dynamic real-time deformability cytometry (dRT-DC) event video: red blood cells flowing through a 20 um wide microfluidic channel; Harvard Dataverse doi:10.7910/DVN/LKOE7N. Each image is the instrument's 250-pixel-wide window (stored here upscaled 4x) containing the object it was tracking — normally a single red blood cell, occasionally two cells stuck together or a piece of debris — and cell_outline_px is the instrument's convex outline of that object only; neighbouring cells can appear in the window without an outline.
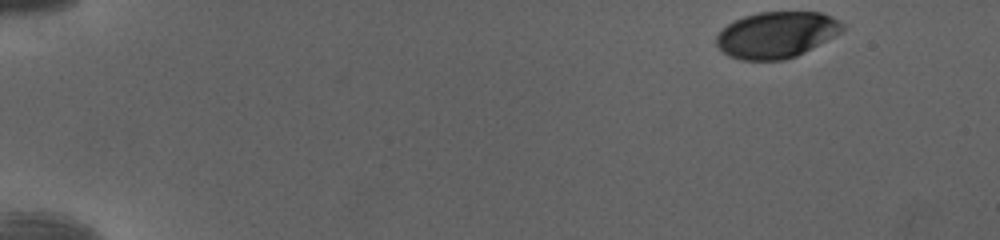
{"species": "human", "species_latin": "Homo sapiens", "temperature_condition": "cold", "stored_images_in_passage": 48, "camera_frame_rate_fps": 3000, "um_per_image_px": 0.085, "donor": {"sex": "female"}, "frame": {"image": 1, "passage_image": 1, "time_ms": 0.0, "image_size_px": [1000, 240], "cell_outline_px": [[844, 28], [840, 32], [804, 52], [796, 56], [784, 60], [740, 60], [728, 56], [716, 44], [716, 36], [728, 24], [744, 16], [760, 12], [820, 12], [832, 16], [844, 24]], "centroid_in_image_um": [65.99, 2.96], "position_along_channel_um": 19.0, "area_um2": 33.7}}
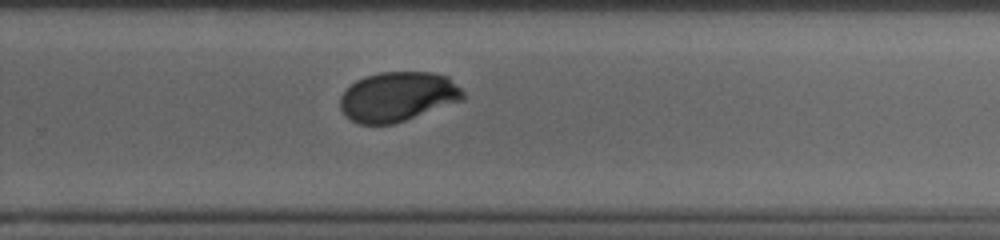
{"frame": {"image": 2, "passage_image": 32, "time_ms": 10.333, "image_size_px": [1000, 240], "cell_outline_px": [[464, 100], [392, 124], [360, 124], [344, 116], [340, 108], [340, 96], [356, 80], [364, 76], [380, 72], [432, 72], [448, 76], [464, 92]], "centroid_in_image_um": [33.8, 8.21], "position_along_channel_um": 296.0, "area_um2": 35.49}}
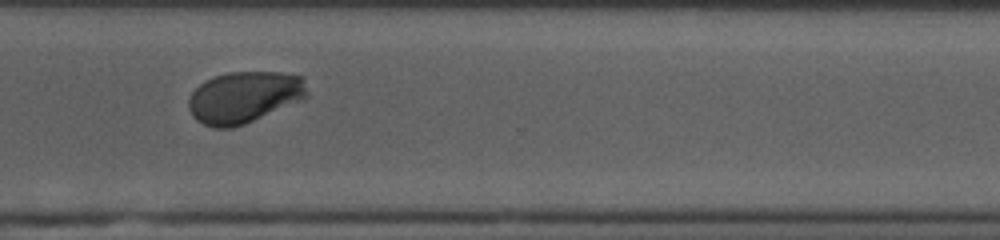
{"frame": {"image": 3, "passage_image": 36, "time_ms": 11.667, "image_size_px": [1000, 240], "cell_outline_px": [[308, 96], [304, 100], [244, 124], [232, 128], [212, 128], [196, 120], [192, 116], [188, 108], [188, 100], [192, 92], [204, 80], [228, 72], [280, 72], [304, 76], [308, 92]], "centroid_in_image_um": [20.78, 8.26], "position_along_channel_um": 349.8, "area_um2": 36.07}, "authors_computed_cell_mechanics": {"area_um2": 35.6626, "velocity_mm_per_s": 4.0087, "shape_relaxation_time_tau1_ms": 3.1401, "shape_relaxation_time_tau2_ms": null, "deformation_change_tau1": 0.1484, "deformation_change_tau2": null}}